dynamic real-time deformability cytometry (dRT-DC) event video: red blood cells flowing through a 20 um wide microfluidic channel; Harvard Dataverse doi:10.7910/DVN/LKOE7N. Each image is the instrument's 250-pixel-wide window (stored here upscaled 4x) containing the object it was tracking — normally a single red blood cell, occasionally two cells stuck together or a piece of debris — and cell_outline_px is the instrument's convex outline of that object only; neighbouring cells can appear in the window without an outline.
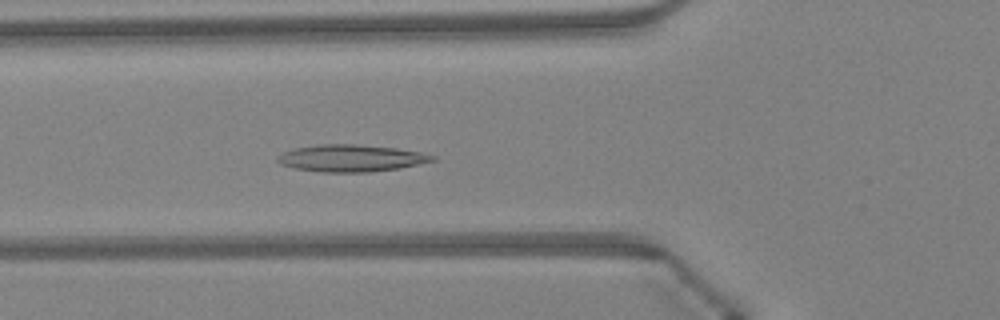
{"species": "Egyptian fruit bat (a non-hibernating species)", "species_latin": "Rousettus aegyptiacus", "temperature_condition": "warm", "stored_images_in_passage": 47, "camera_frame_rate_fps": 3000, "um_per_image_px": 0.085, "animal": {"sex": "female"}, "frame": {"image": 1, "passage_image": 17, "time_ms": 5.333, "image_size_px": [1000, 320], "cell_outline_px": [[436, 160], [400, 168], [368, 172], [320, 172], [296, 168], [280, 164], [276, 160], [276, 156], [292, 148], [316, 144], [356, 144], [396, 148], [420, 152], [436, 156]], "centroid_in_image_um": [29.81, 13.44], "position_along_channel_um": 96.0, "area_um2": 24.45}}
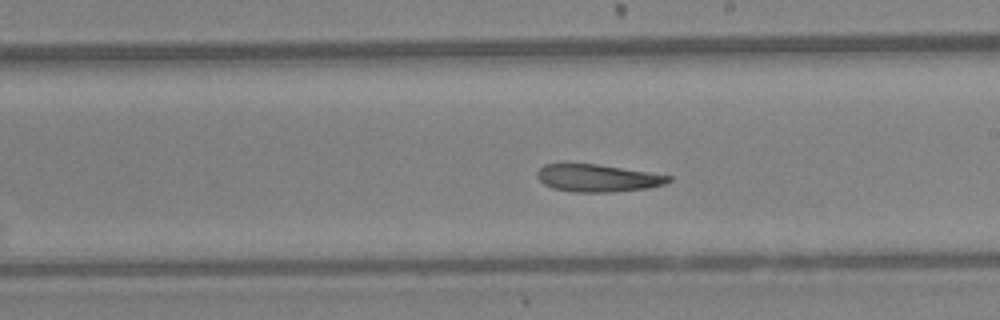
{"frame": {"image": 2, "passage_image": 27, "time_ms": 8.667, "image_size_px": [1000, 320], "cell_outline_px": [[672, 180], [664, 184], [648, 188], [612, 192], [572, 192], [552, 188], [544, 184], [536, 176], [536, 172], [544, 164], [564, 160], [596, 164], [648, 172], [672, 176]], "centroid_in_image_um": [50.7, 15.1], "position_along_channel_um": 238.3, "area_um2": 21.68}}
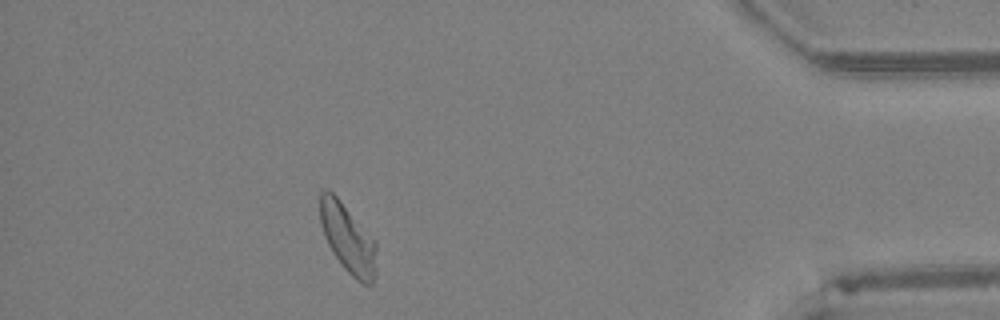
{"frame": {"image": 3, "passage_image": 42, "time_ms": 13.667, "image_size_px": [1000, 320], "cell_outline_px": [[376, 276], [372, 284], [364, 284], [356, 280], [344, 268], [332, 252], [324, 236], [320, 220], [320, 192], [332, 192], [336, 196], [376, 240]], "centroid_in_image_um": [29.6, 20.32], "position_along_channel_um": 405.6, "area_um2": 22.54}, "authors_computed_cell_mechanics": {"area_um2": 22.7732, "velocity_mm_per_s": 4.2794, "shape_relaxation_time_tau1_ms": null, "shape_relaxation_time_tau2_ms": 4.6079, "deformation_change_tau1": null, "deformation_change_tau2": 0.1463}}